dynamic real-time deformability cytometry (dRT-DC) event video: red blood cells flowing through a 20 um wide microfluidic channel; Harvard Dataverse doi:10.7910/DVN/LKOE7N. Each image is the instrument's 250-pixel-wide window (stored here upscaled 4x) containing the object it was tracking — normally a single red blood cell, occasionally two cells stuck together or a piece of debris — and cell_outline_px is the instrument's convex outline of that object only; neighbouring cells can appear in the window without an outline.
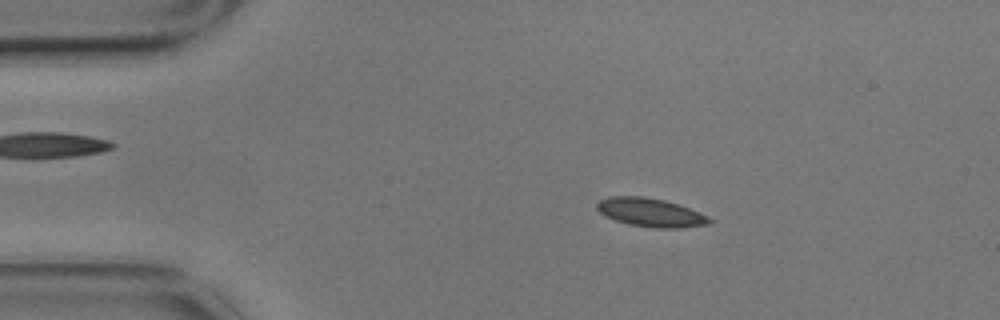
{"species": "common noctule bat (a hibernating species)", "species_latin": "Nyctalus noctula", "temperature_condition": "cold", "stored_images_in_passage": 56, "camera_frame_rate_fps": 3000, "um_per_image_px": 0.085, "animal": {"sex": "male", "body_mass_g": 17.9}, "frame": {"image": 1, "passage_image": 9, "time_ms": 2.667, "image_size_px": [1000, 320], "cell_outline_px": [[712, 224], [680, 228], [652, 228], [628, 224], [604, 216], [596, 208], [596, 204], [600, 200], [608, 196], [640, 196], [664, 200], [688, 208], [708, 216], [712, 220]], "centroid_in_image_um": [55.28, 18.07], "position_along_channel_um": 29.7, "area_um2": 18.73}}
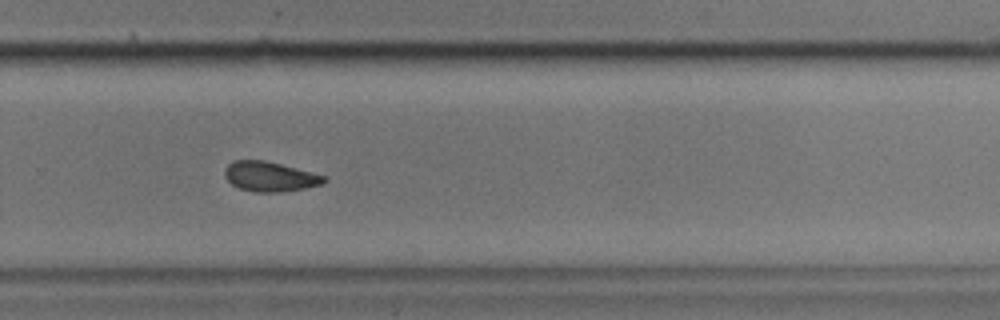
{"frame": {"image": 2, "passage_image": 37, "time_ms": 12.0, "image_size_px": [1000, 320], "cell_outline_px": [[328, 180], [320, 184], [304, 188], [284, 192], [256, 192], [240, 188], [232, 184], [224, 176], [224, 172], [228, 164], [236, 160], [264, 160], [328, 176]], "centroid_in_image_um": [22.96, 15.01], "position_along_channel_um": 306.8, "area_um2": 17.17}}
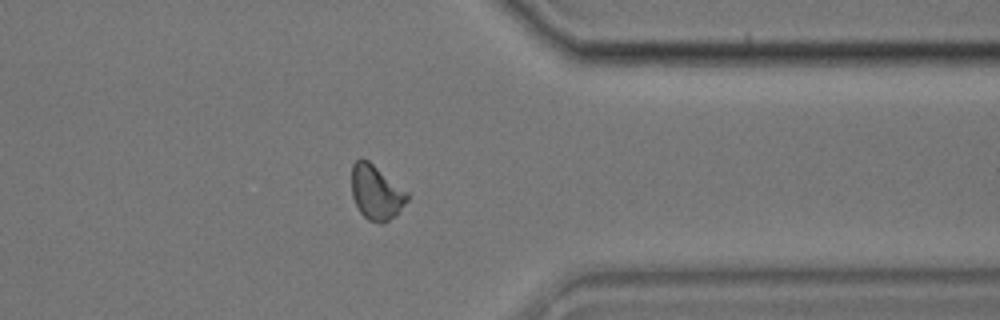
{"frame": {"image": 3, "passage_image": 44, "time_ms": 14.333, "image_size_px": [1000, 320], "cell_outline_px": [[408, 200], [384, 224], [380, 224], [368, 220], [360, 212], [352, 196], [352, 164], [360, 156], [368, 160], [408, 192]], "centroid_in_image_um": [31.94, 16.33], "position_along_channel_um": 379.5, "area_um2": 17.51}, "authors_computed_cell_mechanics": {"area_um2": 17.8891, "velocity_mm_per_s": 3.4783, "shape_relaxation_time_tau1_ms": 10.0663, "shape_relaxation_time_tau2_ms": 4.9306, "deformation_change_tau1": 0.1526, "deformation_change_tau2": 0.0988}}